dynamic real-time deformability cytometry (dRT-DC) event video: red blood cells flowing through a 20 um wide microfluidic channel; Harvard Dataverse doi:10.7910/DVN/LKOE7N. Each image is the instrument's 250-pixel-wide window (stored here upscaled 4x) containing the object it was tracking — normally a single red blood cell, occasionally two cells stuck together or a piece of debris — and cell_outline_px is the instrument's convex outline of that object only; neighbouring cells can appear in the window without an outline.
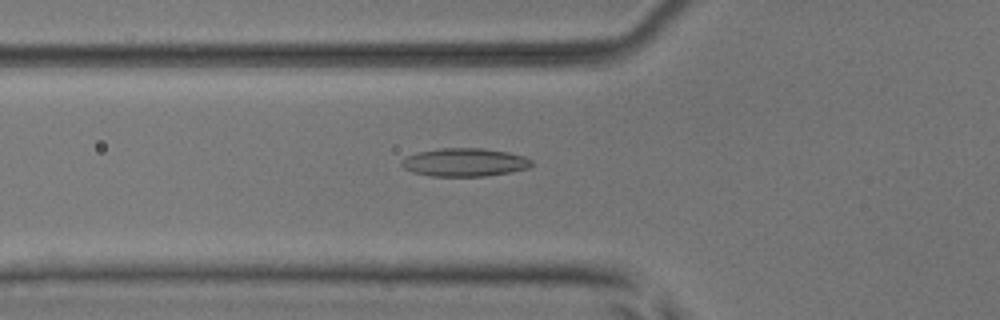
{"species": "common noctule bat (a hibernating species)", "species_latin": "Nyctalus noctula", "temperature_condition": "room temperature", "stored_images_in_passage": 34, "camera_frame_rate_fps": 3000, "um_per_image_px": 0.085, "animal": {"sex": "male", "body_mass_g": 17.9, "forearm_length_mm": 54.2}, "frame": {"image": 1, "passage_image": 7, "time_ms": 2.0, "image_size_px": [1000, 320], "cell_outline_px": [[532, 164], [528, 168], [512, 172], [488, 176], [432, 176], [412, 172], [404, 168], [400, 164], [400, 160], [416, 152], [440, 148], [480, 148], [508, 152], [524, 156], [532, 160]], "centroid_in_image_um": [39.48, 13.8], "position_along_channel_um": 86.3, "area_um2": 21.5}}
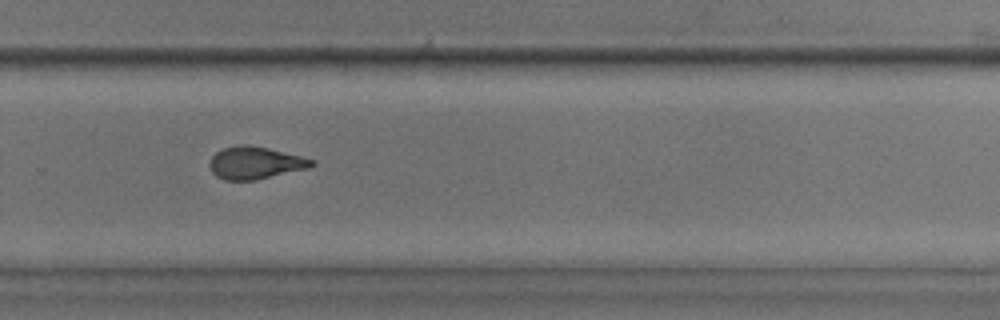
{"frame": {"image": 2, "passage_image": 24, "time_ms": 7.667, "image_size_px": [1000, 320], "cell_outline_px": [[316, 164], [312, 168], [256, 180], [224, 180], [216, 176], [212, 172], [208, 164], [212, 156], [216, 152], [224, 148], [240, 144], [248, 144], [268, 148], [300, 156], [312, 160]], "centroid_in_image_um": [21.69, 13.85], "position_along_channel_um": 308.1, "area_um2": 19.42}}
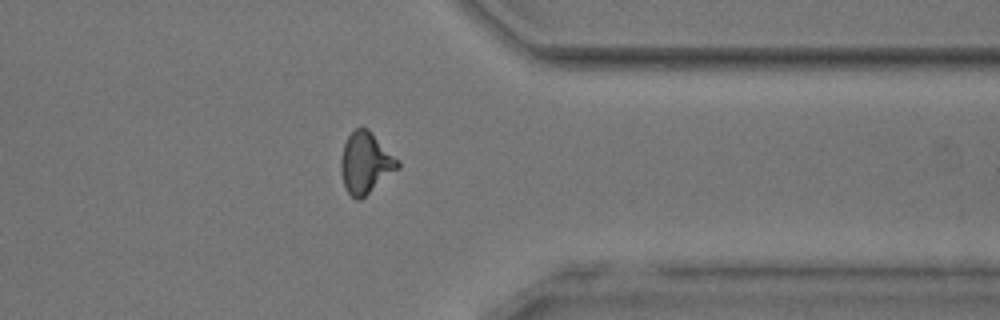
{"frame": {"image": 3, "passage_image": 30, "time_ms": 9.667, "image_size_px": [1000, 320], "cell_outline_px": [[400, 168], [360, 200], [356, 200], [348, 192], [344, 184], [340, 172], [340, 160], [344, 144], [348, 136], [356, 128], [368, 128], [400, 160]], "centroid_in_image_um": [31.09, 13.84], "position_along_channel_um": 380.3, "area_um2": 20.4}, "authors_computed_cell_mechanics": {"area_um2": 19.5075, "velocity_mm_per_s": 3.9167, "shape_relaxation_time_tau1_ms": 7.5283, "shape_relaxation_time_tau2_ms": 1.6199, "deformation_change_tau1": 0.1974, "deformation_change_tau2": 0.0894}}